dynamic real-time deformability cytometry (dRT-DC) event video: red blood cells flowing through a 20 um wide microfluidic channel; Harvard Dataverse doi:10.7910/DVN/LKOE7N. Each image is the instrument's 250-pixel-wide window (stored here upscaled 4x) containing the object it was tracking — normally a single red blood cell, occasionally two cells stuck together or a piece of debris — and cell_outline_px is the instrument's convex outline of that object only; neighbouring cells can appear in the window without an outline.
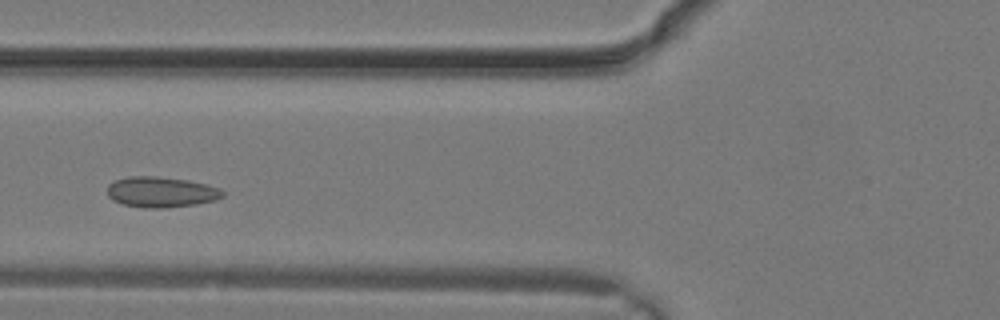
{"species": "common noctule bat (a hibernating species)", "species_latin": "Nyctalus noctula", "temperature_condition": "warm", "stored_images_in_passage": 9, "camera_frame_rate_fps": 3000, "um_per_image_px": 0.085, "animal": {"sex": "male", "body_mass_g": 19.2, "forearm_length_mm": 51.8}, "frame": {"image": 1, "passage_image": 6, "time_ms": 1.667, "image_size_px": [1000, 320], "cell_outline_px": [[224, 196], [216, 200], [196, 204], [164, 208], [144, 208], [124, 204], [112, 200], [108, 196], [108, 184], [112, 180], [128, 176], [156, 176], [188, 180], [220, 188], [224, 192]], "centroid_in_image_um": [13.67, 16.32], "position_along_channel_um": 112.1, "area_um2": 20.69}}
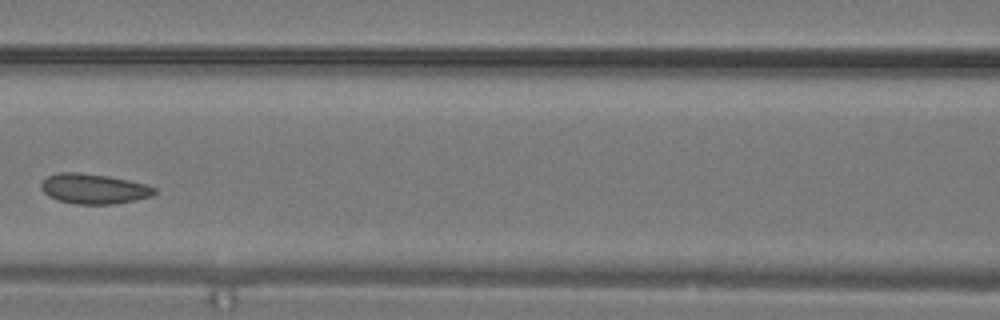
{"frame": {"image": 2, "passage_image": 8, "time_ms": 2.333, "image_size_px": [1000, 320], "cell_outline_px": [[156, 192], [152, 196], [136, 200], [112, 204], [76, 204], [60, 200], [48, 196], [40, 188], [40, 184], [48, 176], [60, 172], [80, 172], [108, 176], [128, 180], [144, 184], [156, 188]], "centroid_in_image_um": [7.97, 16.04], "position_along_channel_um": 158.6, "area_um2": 19.77}}